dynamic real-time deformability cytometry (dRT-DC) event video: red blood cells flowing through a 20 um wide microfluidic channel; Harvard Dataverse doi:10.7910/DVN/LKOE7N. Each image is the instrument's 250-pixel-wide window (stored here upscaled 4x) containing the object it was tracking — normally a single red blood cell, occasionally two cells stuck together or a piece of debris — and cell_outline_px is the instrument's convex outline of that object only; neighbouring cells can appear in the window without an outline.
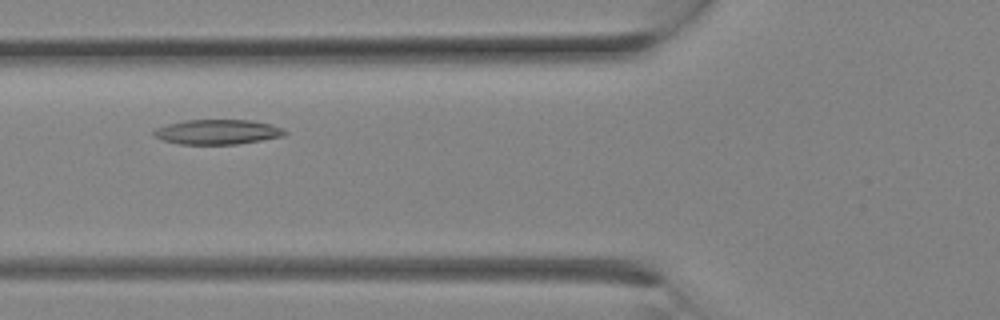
{"species": "Egyptian fruit bat (a non-hibernating species)", "species_latin": "Rousettus aegyptiacus", "temperature_condition": "room temperature", "stored_images_in_passage": 22, "camera_frame_rate_fps": 3000, "um_per_image_px": 0.085, "animal": {"sex": "female"}, "frame": {"image": 1, "passage_image": 6, "time_ms": 1.667, "image_size_px": [1000, 320], "cell_outline_px": [[288, 132], [284, 136], [236, 144], [180, 144], [164, 140], [152, 136], [152, 132], [156, 128], [168, 124], [184, 120], [252, 120], [268, 124], [280, 128]], "centroid_in_image_um": [18.44, 11.21], "position_along_channel_um": 107.4, "area_um2": 18.79}}
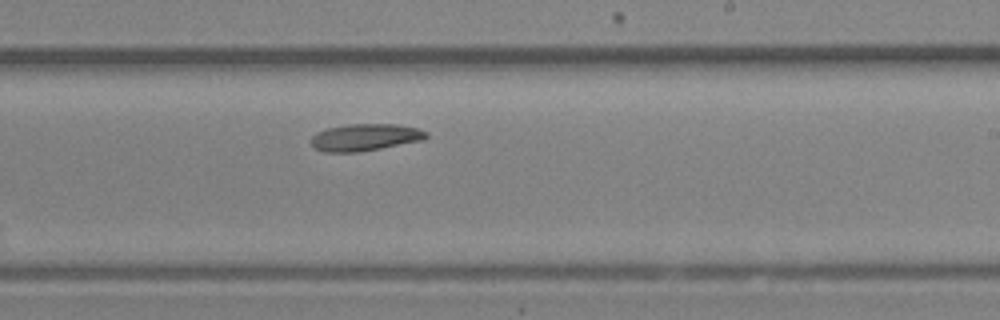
{"frame": {"image": 2, "passage_image": 12, "time_ms": 3.667, "image_size_px": [1000, 320], "cell_outline_px": [[428, 136], [424, 140], [360, 152], [324, 152], [316, 148], [312, 144], [312, 136], [316, 132], [328, 128], [348, 124], [396, 124], [420, 128], [428, 132]], "centroid_in_image_um": [31.08, 11.67], "position_along_channel_um": 257.9, "area_um2": 18.21}}
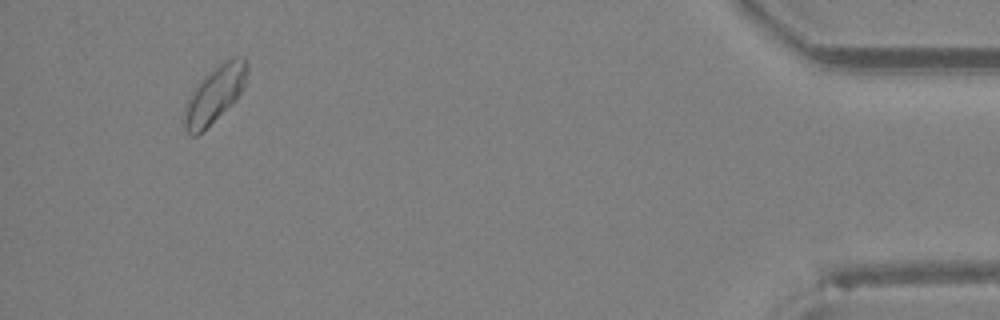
{"frame": {"image": 3, "passage_image": 21, "time_ms": 6.667, "image_size_px": [1000, 320], "cell_outline_px": [[248, 72], [244, 88], [232, 104], [196, 136], [192, 136], [188, 132], [184, 124], [184, 108], [192, 92], [204, 76], [220, 64], [232, 56], [244, 56], [248, 64]], "centroid_in_image_um": [18.3, 7.98], "position_along_channel_um": 416.9, "area_um2": 20.4}}